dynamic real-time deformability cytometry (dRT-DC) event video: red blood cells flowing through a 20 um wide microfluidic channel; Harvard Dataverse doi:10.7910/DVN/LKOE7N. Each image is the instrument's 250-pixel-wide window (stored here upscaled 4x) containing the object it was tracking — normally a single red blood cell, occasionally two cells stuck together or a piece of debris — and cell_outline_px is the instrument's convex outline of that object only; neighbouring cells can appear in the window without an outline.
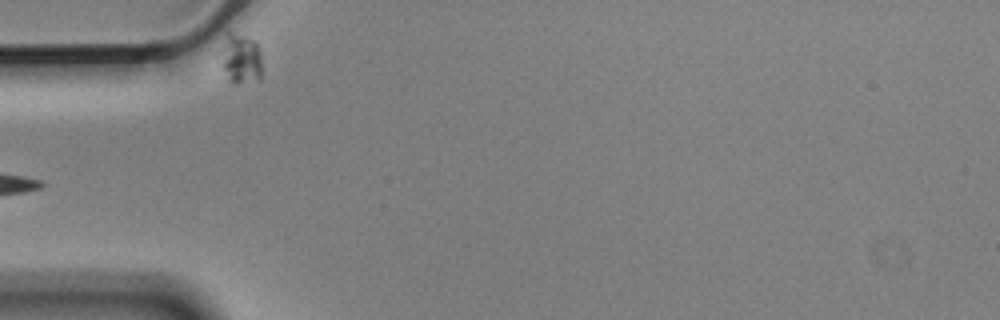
{"species": "Egyptian fruit bat (a non-hibernating species)", "species_latin": "Rousettus aegyptiacus", "temperature_condition": "cold", "stored_images_in_passage": 10, "segment_of_instrument_passage": [2, 2], "camera_frame_rate_fps": 3000, "um_per_image_px": 0.085, "animal": {"sex": "male"}, "frame": {"image": 1, "passage_image": 6, "time_ms": 1.667, "image_size_px": [1000, 320], "cell_outline_px": [[260, 80], [236, 84], [228, 80], [224, 68], [224, 48], [228, 32], [232, 32], [256, 40], [260, 48]], "centroid_in_image_um": [20.55, 5.01], "position_along_channel_um": 64.5, "area_um2": 11.5}}
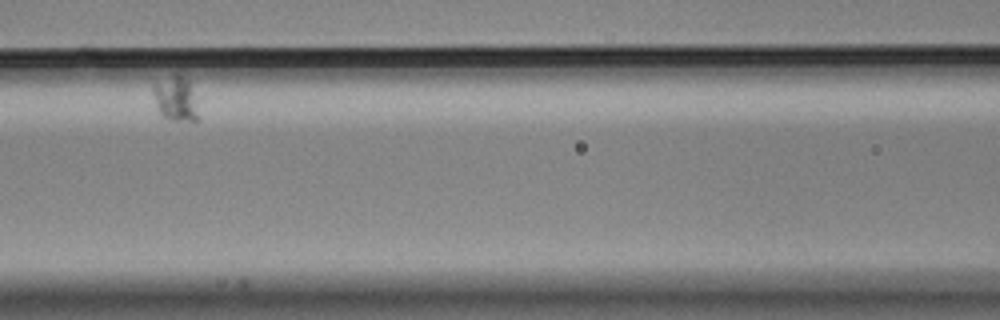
{"frame": {"image": 2, "passage_image": 9, "time_ms": 2.667, "image_size_px": [1000, 320], "cell_outline_px": [[200, 120], [196, 124], [172, 120], [160, 116], [152, 92], [152, 84], [176, 72], [188, 80], [200, 116]], "centroid_in_image_um": [14.94, 8.44], "position_along_channel_um": 151.7, "area_um2": 12.31}}